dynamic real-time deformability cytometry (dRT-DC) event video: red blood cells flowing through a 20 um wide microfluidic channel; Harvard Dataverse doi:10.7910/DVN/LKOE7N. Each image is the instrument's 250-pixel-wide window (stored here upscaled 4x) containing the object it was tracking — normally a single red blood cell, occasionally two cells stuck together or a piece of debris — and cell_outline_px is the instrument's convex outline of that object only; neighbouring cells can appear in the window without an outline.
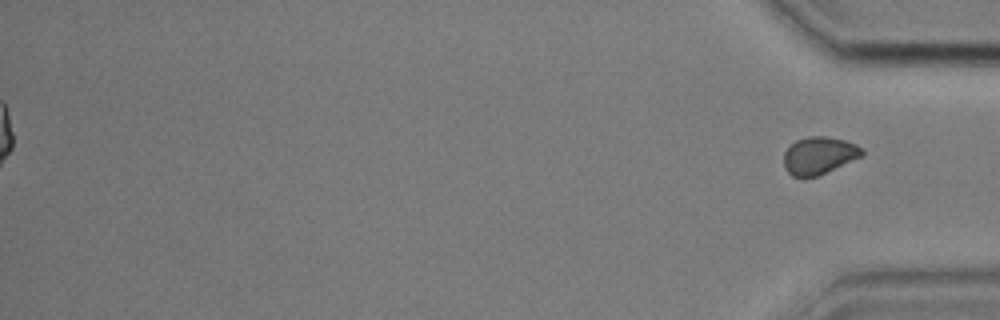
{"species": "common noctule bat (a hibernating species)", "species_latin": "Nyctalus noctula", "temperature_condition": "cold", "stored_images_in_passage": 54, "segment_of_instrument_passage": [2, 2], "camera_frame_rate_fps": 3000, "um_per_image_px": 0.085, "animal": {"sex": "male", "body_mass_g": 17.9, "forearm_length_mm": 54.2}, "frame": {"image": 1, "passage_image": 54, "time_ms": 17.667, "image_size_px": [1000, 320], "cell_outline_px": [[864, 156], [816, 176], [792, 176], [784, 168], [784, 152], [796, 140], [808, 136], [824, 136], [844, 140], [856, 144], [864, 148]], "centroid_in_image_um": [69.65, 13.2], "position_along_channel_um": 365.6, "area_um2": 16.99}}